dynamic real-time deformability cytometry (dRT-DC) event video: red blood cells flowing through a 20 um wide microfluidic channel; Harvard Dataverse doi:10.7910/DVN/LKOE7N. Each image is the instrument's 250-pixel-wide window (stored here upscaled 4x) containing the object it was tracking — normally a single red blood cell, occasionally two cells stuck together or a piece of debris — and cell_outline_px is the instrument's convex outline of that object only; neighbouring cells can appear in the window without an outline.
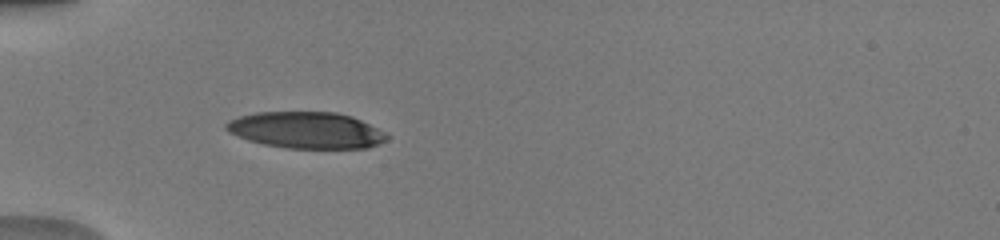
{"species": "human", "species_latin": "Homo sapiens", "temperature_condition": "warm", "stored_images_in_passage": 31, "camera_frame_rate_fps": 3000, "um_per_image_px": 0.085, "donor": {"sex": "male"}, "frame": {"image": 1, "passage_image": 1, "time_ms": 0.0, "image_size_px": [1000, 240], "cell_outline_px": [[388, 140], [380, 144], [368, 148], [288, 148], [264, 144], [248, 140], [228, 132], [224, 128], [224, 124], [228, 120], [240, 116], [256, 112], [336, 112], [352, 116], [384, 132], [388, 136]], "centroid_in_image_um": [26.02, 11.06], "position_along_channel_um": 59.0, "area_um2": 34.16}}
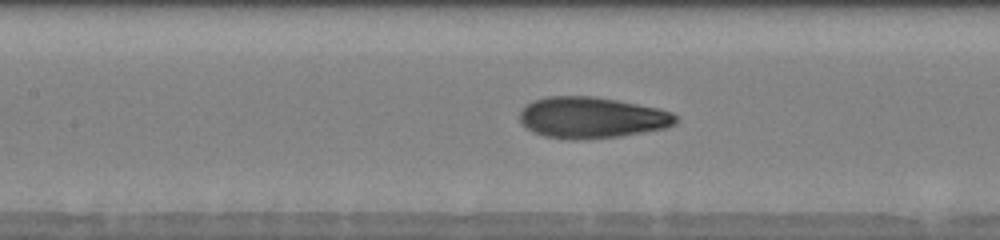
{"frame": {"image": 2, "passage_image": 9, "time_ms": 2.667, "image_size_px": [1000, 240], "cell_outline_px": [[676, 124], [668, 128], [620, 136], [576, 140], [572, 140], [544, 136], [532, 132], [520, 120], [520, 112], [524, 104], [532, 100], [548, 96], [592, 96], [616, 100], [660, 108], [672, 112], [676, 116]], "centroid_in_image_um": [50.29, 9.99], "position_along_channel_um": 157.1, "area_um2": 37.69}}
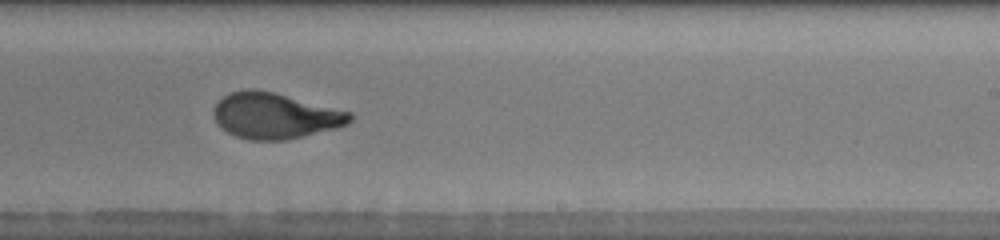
{"frame": {"image": 3, "passage_image": 17, "time_ms": 5.333, "image_size_px": [1000, 240], "cell_outline_px": [[352, 120], [348, 124], [336, 128], [288, 140], [248, 140], [236, 136], [220, 128], [216, 124], [212, 112], [212, 108], [228, 92], [248, 88], [256, 88], [352, 112]], "centroid_in_image_um": [23.33, 9.84], "position_along_channel_um": 265.7, "area_um2": 36.65}, "authors_computed_cell_mechanics": {"area_um2": 36.414, "velocity_mm_per_s": 4.0791, "shape_relaxation_time_tau1_ms": 4.5564, "shape_relaxation_time_tau2_ms": 0.9475, "deformation_change_tau1": 0.218, "deformation_change_tau2": 0.0715}}